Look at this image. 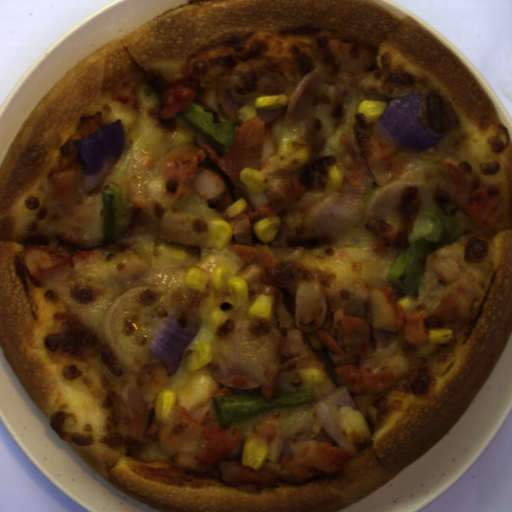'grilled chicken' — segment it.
I'll list each match as a JSON object with an SVG mask.
<instances>
[{"label": "grilled chicken", "mask_w": 512, "mask_h": 512, "mask_svg": "<svg viewBox=\"0 0 512 512\" xmlns=\"http://www.w3.org/2000/svg\"><path fill=\"white\" fill-rule=\"evenodd\" d=\"M104 126L102 111L82 115L78 118L76 132L69 135L59 148L54 168L46 170V178L51 182L49 201L57 202L70 199L76 179V173L81 164L75 160V140L81 139L98 131Z\"/></svg>", "instance_id": "6"}, {"label": "grilled chicken", "mask_w": 512, "mask_h": 512, "mask_svg": "<svg viewBox=\"0 0 512 512\" xmlns=\"http://www.w3.org/2000/svg\"><path fill=\"white\" fill-rule=\"evenodd\" d=\"M196 145H175L166 155L161 169V186L166 196L186 200L193 194L202 197L208 207L222 212L234 202L222 176L203 167L206 158L213 161L231 179L242 186L240 171L245 156L264 154L265 122L260 116H250L240 127H234L233 145L224 157L214 146L195 139Z\"/></svg>", "instance_id": "3"}, {"label": "grilled chicken", "mask_w": 512, "mask_h": 512, "mask_svg": "<svg viewBox=\"0 0 512 512\" xmlns=\"http://www.w3.org/2000/svg\"><path fill=\"white\" fill-rule=\"evenodd\" d=\"M196 93L193 89L183 85H171L161 93L163 108L158 112L159 118L164 122L176 119L177 114L189 106Z\"/></svg>", "instance_id": "8"}, {"label": "grilled chicken", "mask_w": 512, "mask_h": 512, "mask_svg": "<svg viewBox=\"0 0 512 512\" xmlns=\"http://www.w3.org/2000/svg\"><path fill=\"white\" fill-rule=\"evenodd\" d=\"M19 265L25 266L33 278L44 283L64 268L88 256L84 249L54 251L45 245L30 244L15 252Z\"/></svg>", "instance_id": "7"}, {"label": "grilled chicken", "mask_w": 512, "mask_h": 512, "mask_svg": "<svg viewBox=\"0 0 512 512\" xmlns=\"http://www.w3.org/2000/svg\"><path fill=\"white\" fill-rule=\"evenodd\" d=\"M242 430L236 424L221 427L220 421L203 424L193 457L202 463H217L222 484L260 492L259 486L281 487L279 479L296 483L313 478L314 470L334 474L355 453L347 448L314 440H288L291 455H282L279 463L267 458L260 470L223 460L237 445ZM279 478V479H278Z\"/></svg>", "instance_id": "2"}, {"label": "grilled chicken", "mask_w": 512, "mask_h": 512, "mask_svg": "<svg viewBox=\"0 0 512 512\" xmlns=\"http://www.w3.org/2000/svg\"><path fill=\"white\" fill-rule=\"evenodd\" d=\"M307 187L296 177L278 175L273 177L266 192L269 202L261 204L252 210L251 200L246 191H233L236 199H243L247 208L243 214L236 217H226L234 235L235 242L243 245L252 243L251 230L261 217H269L277 213V207H284L297 200Z\"/></svg>", "instance_id": "5"}, {"label": "grilled chicken", "mask_w": 512, "mask_h": 512, "mask_svg": "<svg viewBox=\"0 0 512 512\" xmlns=\"http://www.w3.org/2000/svg\"><path fill=\"white\" fill-rule=\"evenodd\" d=\"M427 311L404 312L390 286L370 289L364 278L335 279L325 292V315L315 331L335 367L339 384L353 394L373 395L391 388L397 367L376 373L357 366L358 358L376 353L373 329L394 334L399 351L410 356L427 342Z\"/></svg>", "instance_id": "1"}, {"label": "grilled chicken", "mask_w": 512, "mask_h": 512, "mask_svg": "<svg viewBox=\"0 0 512 512\" xmlns=\"http://www.w3.org/2000/svg\"><path fill=\"white\" fill-rule=\"evenodd\" d=\"M338 142L347 152L341 153L335 164L353 188L361 185L369 168L376 183L382 186L407 168L409 158L385 136L376 120L358 111L353 126L343 132Z\"/></svg>", "instance_id": "4"}]
</instances>
